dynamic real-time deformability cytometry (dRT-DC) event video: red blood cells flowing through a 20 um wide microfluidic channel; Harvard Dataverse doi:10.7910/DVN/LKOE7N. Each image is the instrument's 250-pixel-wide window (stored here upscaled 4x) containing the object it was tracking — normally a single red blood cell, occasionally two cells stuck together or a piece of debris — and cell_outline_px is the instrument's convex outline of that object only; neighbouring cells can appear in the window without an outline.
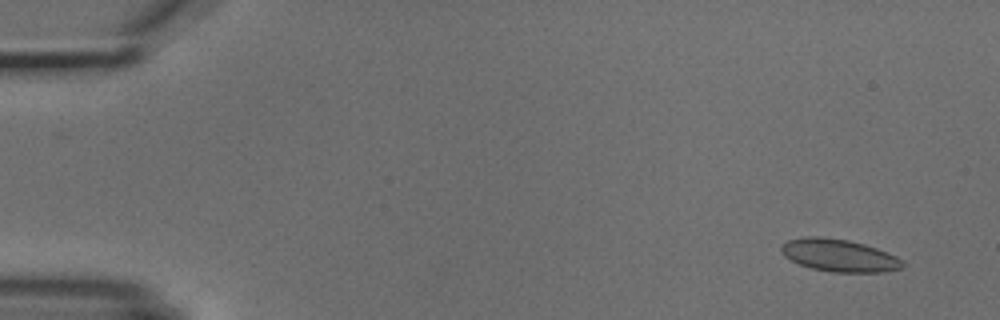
{"species": "common noctule bat (a hibernating species)", "species_latin": "Nyctalus noctula", "temperature_condition": "cold", "stored_images_in_passage": 5, "camera_frame_rate_fps": 3000, "um_per_image_px": 0.085, "animal": {"sex": "male", "body_mass_g": 18.8}, "frame": {"image": 1, "passage_image": 1, "time_ms": 0.0, "image_size_px": [1000, 320], "cell_outline_px": [[904, 268], [884, 272], [832, 272], [812, 268], [800, 264], [784, 256], [780, 252], [780, 244], [788, 240], [804, 236], [824, 236], [848, 240], [864, 244], [876, 248], [896, 256], [904, 260]], "centroid_in_image_um": [71.32, 21.7], "position_along_channel_um": 13.7, "area_um2": 23.18}}
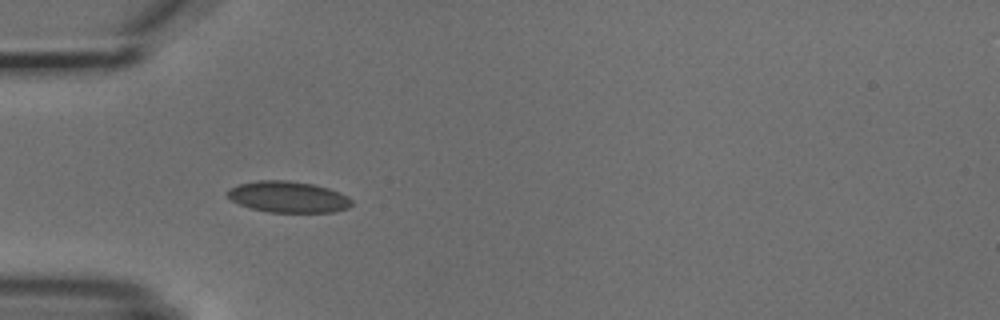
{"frame": {"image": 2, "passage_image": 4, "time_ms": 4.333, "image_size_px": [1000, 320], "cell_outline_px": [[352, 204], [348, 208], [332, 212], [268, 212], [252, 208], [240, 204], [232, 200], [224, 192], [240, 184], [256, 180], [288, 180], [312, 184], [328, 188], [348, 196], [352, 200]], "centroid_in_image_um": [24.5, 16.73], "position_along_channel_um": 60.5, "area_um2": 22.48}}
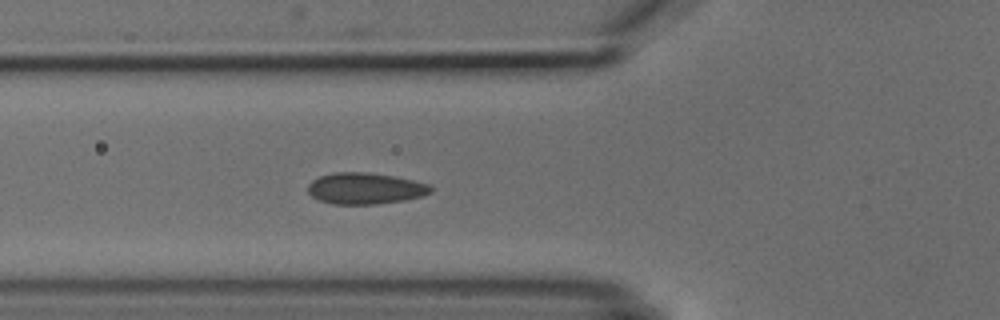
{"frame": {"image": 3, "passage_image": 5, "time_ms": 5.333, "image_size_px": [1000, 320], "cell_outline_px": [[432, 192], [420, 196], [404, 200], [376, 204], [332, 204], [320, 200], [312, 196], [308, 192], [308, 184], [312, 180], [320, 176], [336, 172], [368, 172], [392, 176], [412, 180], [428, 184], [432, 188]], "centroid_in_image_um": [31.01, 16.01], "position_along_channel_um": 94.8, "area_um2": 22.25}}